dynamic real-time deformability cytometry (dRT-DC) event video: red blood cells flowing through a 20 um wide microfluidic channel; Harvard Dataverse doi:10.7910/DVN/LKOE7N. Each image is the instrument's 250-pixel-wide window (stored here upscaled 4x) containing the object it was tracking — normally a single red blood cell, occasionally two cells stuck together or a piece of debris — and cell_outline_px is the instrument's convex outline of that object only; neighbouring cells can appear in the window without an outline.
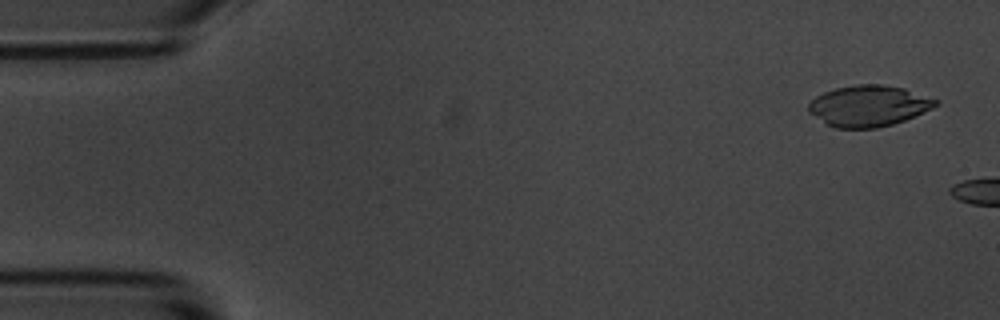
{"species": "common noctule bat (a hibernating species)", "species_latin": "Nyctalus noctula", "temperature_condition": "room temperature", "stored_images_in_passage": 7, "camera_frame_rate_fps": 3000, "um_per_image_px": 0.085, "animal": {"sex": "male", "body_mass_g": 20.1, "forearm_length_mm": 53.5}, "frame": {"image": 1, "passage_image": 3, "time_ms": 0.667, "image_size_px": [1000, 320], "cell_outline_px": [[940, 104], [932, 108], [904, 120], [892, 124], [876, 128], [836, 128], [828, 124], [808, 112], [808, 104], [816, 96], [824, 92], [836, 88], [856, 84], [884, 84], [904, 88], [940, 100]], "centroid_in_image_um": [73.85, 8.99], "position_along_channel_um": 11.1, "area_um2": 30.35}}